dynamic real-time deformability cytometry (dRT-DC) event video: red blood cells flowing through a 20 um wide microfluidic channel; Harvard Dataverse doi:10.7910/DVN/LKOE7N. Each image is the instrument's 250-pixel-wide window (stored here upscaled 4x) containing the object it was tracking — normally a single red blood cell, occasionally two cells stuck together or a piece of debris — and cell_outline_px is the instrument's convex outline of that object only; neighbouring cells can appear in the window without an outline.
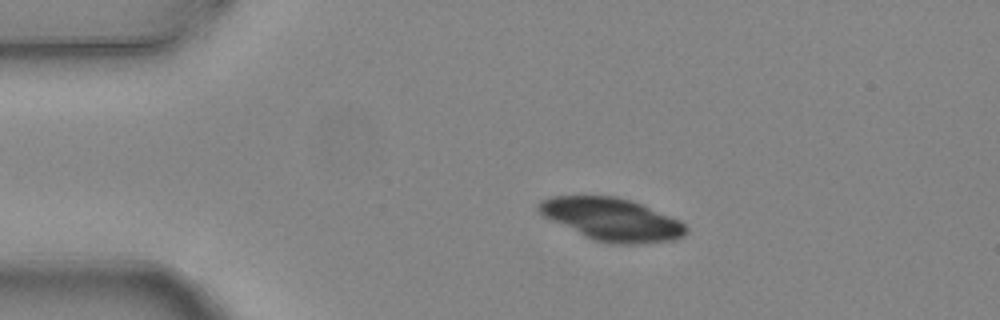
{"species": "common noctule bat (a hibernating species)", "species_latin": "Nyctalus noctula", "temperature_condition": "warm", "stored_images_in_passage": 5, "camera_frame_rate_fps": 3000, "um_per_image_px": 0.085, "animal": {"sex": "female", "body_mass_g": 24.6, "forearm_length_mm": 56.2}, "frame": {"image": 1, "passage_image": 3, "time_ms": 0.667, "image_size_px": [1000, 320], "cell_outline_px": [[688, 232], [684, 236], [676, 240], [636, 244], [612, 244], [592, 240], [544, 216], [536, 208], [540, 200], [552, 196], [616, 196], [632, 200], [680, 220], [688, 228]], "centroid_in_image_um": [52.04, 18.65], "position_along_channel_um": 33.0, "area_um2": 36.7}}